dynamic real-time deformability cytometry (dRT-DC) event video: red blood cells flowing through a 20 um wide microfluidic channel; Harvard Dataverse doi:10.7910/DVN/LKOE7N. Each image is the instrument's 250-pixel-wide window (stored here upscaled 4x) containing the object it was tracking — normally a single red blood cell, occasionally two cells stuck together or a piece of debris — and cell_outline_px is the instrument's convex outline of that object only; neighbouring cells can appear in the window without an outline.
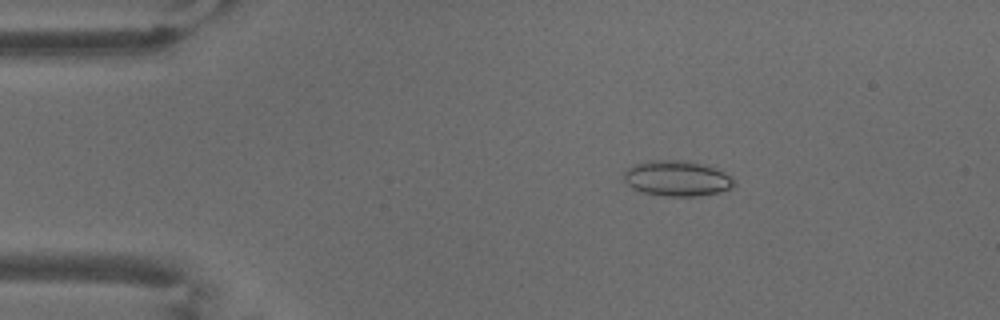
{"species": "common noctule bat (a hibernating species)", "species_latin": "Nyctalus noctula", "temperature_condition": "warm", "stored_images_in_passage": 53, "camera_frame_rate_fps": 3000, "um_per_image_px": 0.085, "animal": {"sex": "male", "body_mass_g": 18.8}, "frame": {"image": 1, "passage_image": 9, "time_ms": 2.667, "image_size_px": [1000, 320], "cell_outline_px": [[736, 180], [728, 188], [720, 192], [696, 196], [668, 196], [644, 192], [632, 188], [624, 180], [624, 172], [628, 168], [636, 164], [652, 160], [684, 160], [708, 164], [720, 168]], "centroid_in_image_um": [57.59, 15.14], "position_along_channel_um": 27.4, "area_um2": 22.83}}
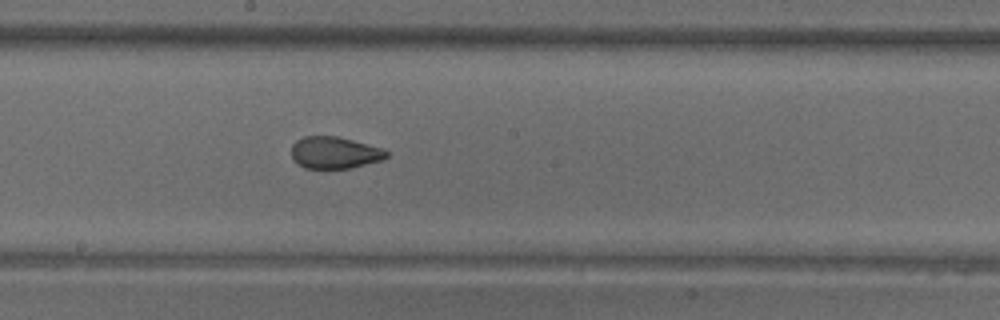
{"frame": {"image": 2, "passage_image": 29, "time_ms": 9.333, "image_size_px": [1000, 320], "cell_outline_px": [[388, 156], [384, 160], [352, 168], [304, 168], [292, 160], [292, 144], [296, 140], [304, 136], [336, 136], [384, 148], [388, 152]], "centroid_in_image_um": [28.46, 12.98], "position_along_channel_um": 219.7, "area_um2": 17.86}}
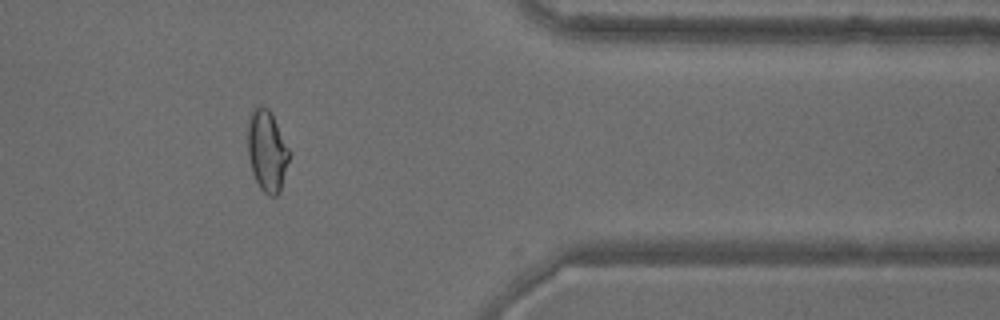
{"frame": {"image": 3, "passage_image": 44, "time_ms": 14.333, "image_size_px": [1000, 320], "cell_outline_px": [[292, 152], [280, 192], [276, 196], [268, 196], [260, 188], [252, 172], [248, 156], [248, 120], [252, 108], [260, 104], [268, 108], [272, 112]], "centroid_in_image_um": [22.73, 12.79], "position_along_channel_um": 388.7, "area_um2": 20.29}, "authors_computed_cell_mechanics": {"area_um2": 20.8658, "velocity_mm_per_s": 3.7528, "shape_relaxation_time_tau1_ms": null, "shape_relaxation_time_tau2_ms": 1.0904, "deformation_change_tau1": null, "deformation_change_tau2": 0.062}}